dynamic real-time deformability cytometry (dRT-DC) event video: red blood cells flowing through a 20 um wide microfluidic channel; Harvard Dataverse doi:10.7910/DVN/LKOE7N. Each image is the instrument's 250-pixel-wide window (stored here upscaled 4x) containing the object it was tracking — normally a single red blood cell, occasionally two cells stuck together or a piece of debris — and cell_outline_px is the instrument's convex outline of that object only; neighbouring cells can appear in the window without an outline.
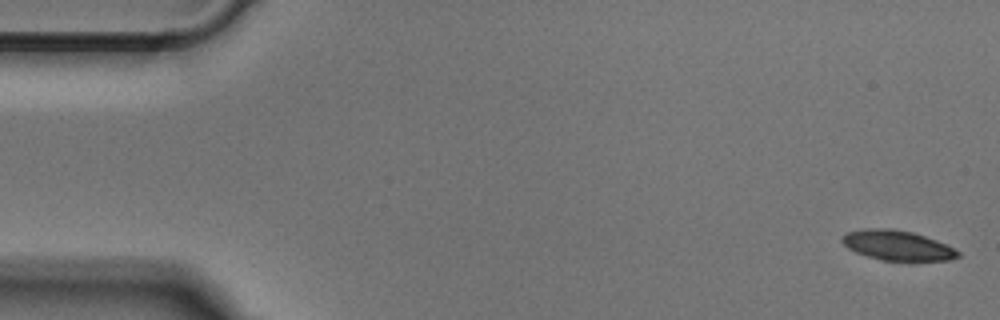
{"species": "Egyptian fruit bat (a non-hibernating species)", "species_latin": "Rousettus aegyptiacus", "temperature_condition": "cold", "stored_images_in_passage": 50, "camera_frame_rate_fps": 3000, "um_per_image_px": 0.085, "animal": {"sex": "male"}, "frame": {"image": 1, "passage_image": 1, "time_ms": 0.0, "image_size_px": [1000, 320], "cell_outline_px": [[960, 256], [948, 260], [880, 260], [856, 252], [848, 248], [840, 240], [844, 232], [864, 228], [888, 228], [912, 232], [936, 240], [960, 252]], "centroid_in_image_um": [76.21, 20.84], "position_along_channel_um": 8.8, "area_um2": 20.0}}
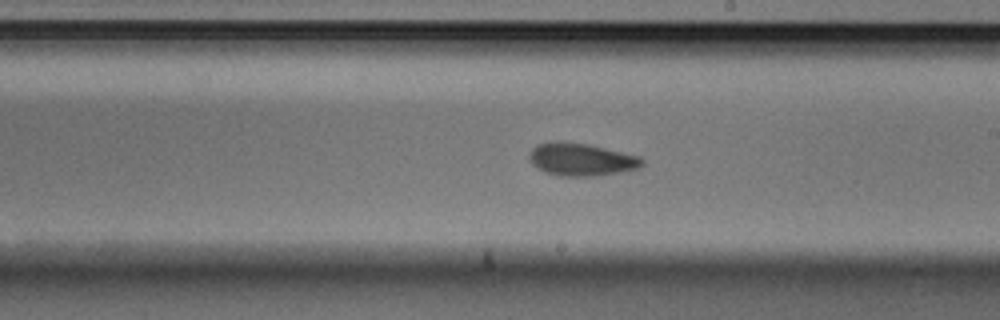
{"frame": {"image": 2, "passage_image": 28, "time_ms": 9.0, "image_size_px": [1000, 320], "cell_outline_px": [[644, 164], [640, 168], [620, 172], [596, 176], [560, 176], [544, 172], [536, 168], [528, 160], [528, 152], [536, 144], [552, 140], [560, 140], [588, 144], [640, 156], [644, 160]], "centroid_in_image_um": [49.36, 13.54], "position_along_channel_um": 239.6, "area_um2": 22.02}}
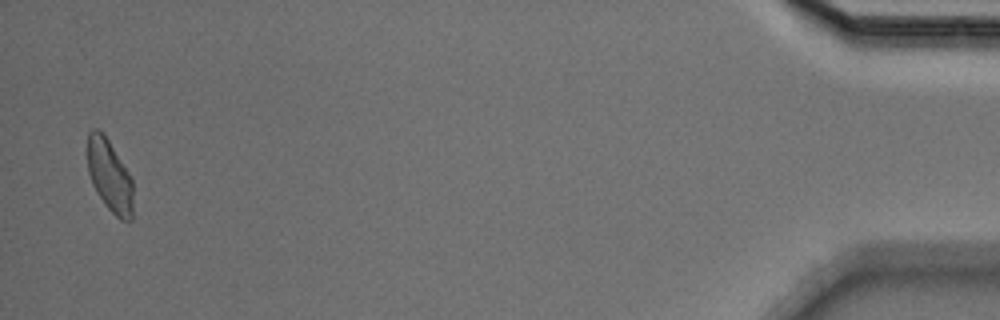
{"frame": {"image": 3, "passage_image": 49, "time_ms": 16.0, "image_size_px": [1000, 320], "cell_outline_px": [[132, 220], [120, 220], [104, 204], [96, 192], [92, 184], [88, 172], [88, 132], [92, 128], [96, 128], [104, 132], [132, 176]], "centroid_in_image_um": [9.32, 14.9], "position_along_channel_um": 425.9, "area_um2": 19.48}}